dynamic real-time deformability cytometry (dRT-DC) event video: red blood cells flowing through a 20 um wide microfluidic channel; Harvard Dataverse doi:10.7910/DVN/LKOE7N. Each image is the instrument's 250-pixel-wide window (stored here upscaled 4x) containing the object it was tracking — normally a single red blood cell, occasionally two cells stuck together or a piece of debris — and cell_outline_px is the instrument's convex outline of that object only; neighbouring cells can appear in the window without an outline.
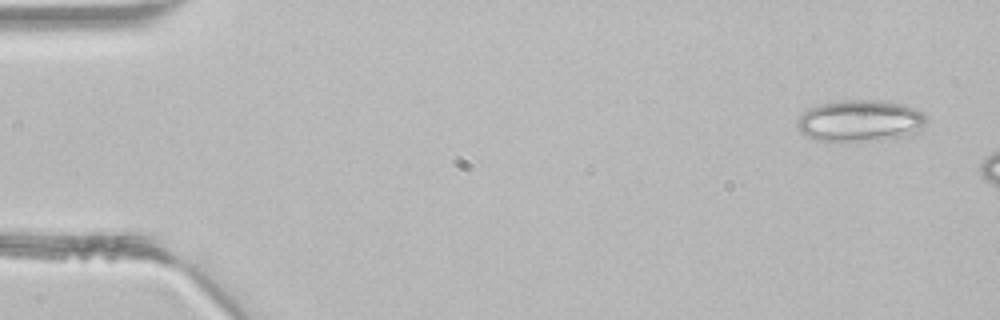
{"species": "common noctule bat (a hibernating species)", "species_latin": "Nyctalus noctula", "temperature_condition": "room temperature", "stored_images_in_passage": 2, "camera_frame_rate_fps": 3000, "um_per_image_px": 0.085, "animal": {"sex": "male", "body_mass_g": 21.5, "forearm_length_mm": 52.0}, "frame": {"image": 1, "passage_image": 1, "time_ms": 0.0, "image_size_px": [1000, 320], "cell_outline_px": [[928, 120], [924, 128], [916, 132], [904, 136], [880, 140], [816, 140], [804, 136], [800, 132], [796, 124], [796, 120], [808, 108], [820, 104], [844, 100], [884, 100], [904, 104], [924, 112]], "centroid_in_image_um": [73.14, 10.25], "position_along_channel_um": 11.9, "area_um2": 31.56}}